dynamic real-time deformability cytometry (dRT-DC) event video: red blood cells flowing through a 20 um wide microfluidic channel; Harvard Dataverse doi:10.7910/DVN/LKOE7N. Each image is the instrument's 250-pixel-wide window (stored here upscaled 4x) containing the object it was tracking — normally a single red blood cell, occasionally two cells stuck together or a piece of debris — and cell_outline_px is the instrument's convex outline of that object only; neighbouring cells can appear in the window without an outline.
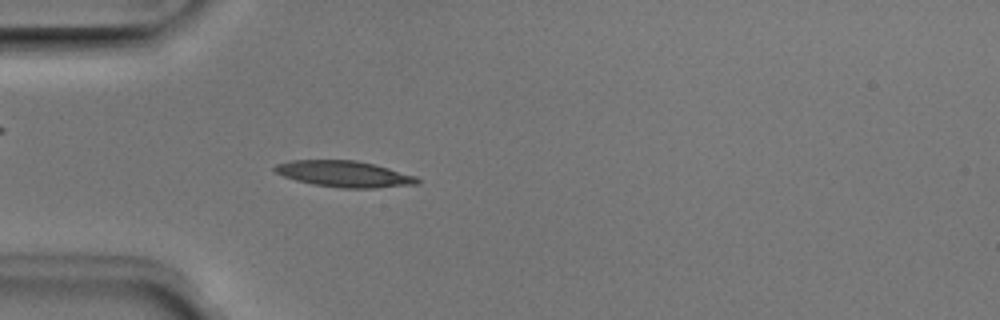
{"species": "Egyptian fruit bat (a non-hibernating species)", "species_latin": "Rousettus aegyptiacus", "temperature_condition": "room temperature", "stored_images_in_passage": 50, "camera_frame_rate_fps": 3000, "um_per_image_px": 0.085, "animal": {"sex": "male"}, "frame": {"image": 1, "passage_image": 14, "time_ms": 4.333, "image_size_px": [1000, 320], "cell_outline_px": [[420, 184], [376, 188], [340, 188], [312, 184], [296, 180], [284, 176], [276, 172], [272, 168], [276, 164], [292, 160], [356, 160], [376, 164], [416, 176], [420, 180]], "centroid_in_image_um": [29.29, 14.78], "position_along_channel_um": 55.7, "area_um2": 21.91}}
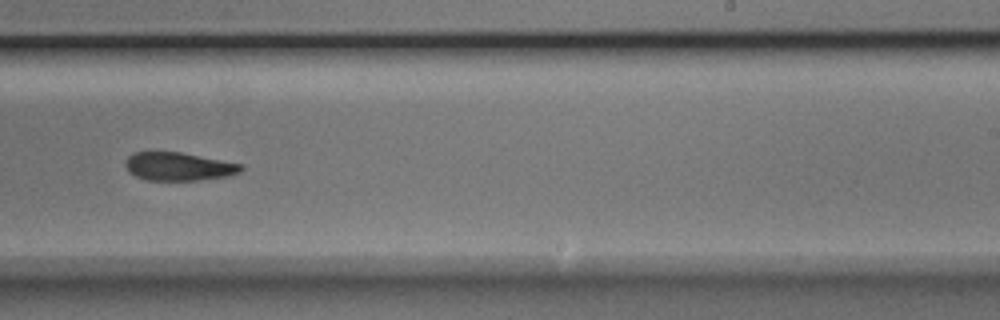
{"frame": {"image": 2, "passage_image": 31, "time_ms": 10.0, "image_size_px": [1000, 320], "cell_outline_px": [[244, 168], [240, 172], [228, 176], [200, 180], [144, 180], [128, 172], [124, 164], [124, 160], [132, 152], [180, 152], [244, 164]], "centroid_in_image_um": [15.16, 14.15], "position_along_channel_um": 273.8, "area_um2": 19.25}}
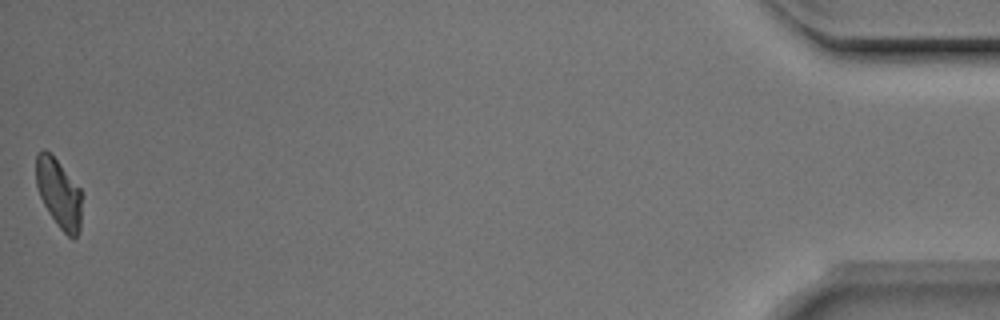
{"frame": {"image": 3, "passage_image": 50, "time_ms": 16.333, "image_size_px": [1000, 320], "cell_outline_px": [[80, 228], [76, 236], [72, 240], [60, 228], [48, 212], [40, 196], [36, 184], [36, 152], [44, 148], [56, 160], [80, 188]], "centroid_in_image_um": [4.97, 16.43], "position_along_channel_um": 430.2, "area_um2": 18.03}, "authors_computed_cell_mechanics": {"area_um2": 20.1722, "velocity_mm_per_s": 3.9707, "shape_relaxation_time_tau1_ms": 2.4911, "shape_relaxation_time_tau2_ms": 3.7486, "deformation_change_tau1": 0.1283, "deformation_change_tau2": 0.1073}}